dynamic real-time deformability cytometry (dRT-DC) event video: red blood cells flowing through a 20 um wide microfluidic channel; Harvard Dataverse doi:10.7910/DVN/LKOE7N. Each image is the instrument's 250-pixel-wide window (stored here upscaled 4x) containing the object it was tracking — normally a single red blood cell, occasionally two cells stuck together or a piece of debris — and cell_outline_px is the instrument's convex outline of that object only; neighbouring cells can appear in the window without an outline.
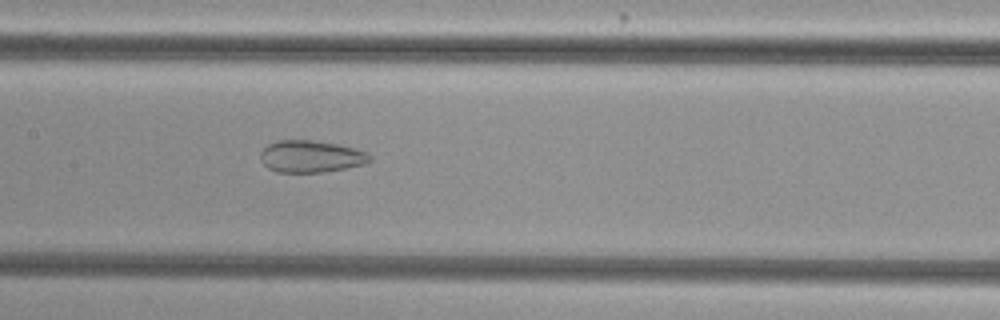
{"species": "common noctule bat (a hibernating species)", "species_latin": "Nyctalus noctula", "temperature_condition": "cold", "stored_images_in_passage": 43, "camera_frame_rate_fps": 3000, "um_per_image_px": 0.085, "animal": {"sex": "female", "body_mass_g": 29.2, "forearm_length_mm": 56.3}, "frame": {"image": 1, "passage_image": 16, "time_ms": 5.0, "image_size_px": [1000, 320], "cell_outline_px": [[372, 160], [364, 164], [324, 172], [276, 172], [268, 168], [260, 160], [260, 152], [268, 144], [280, 140], [312, 140], [336, 144], [368, 152], [372, 156]], "centroid_in_image_um": [26.42, 13.3], "position_along_channel_um": 181.0, "area_um2": 20.35}}
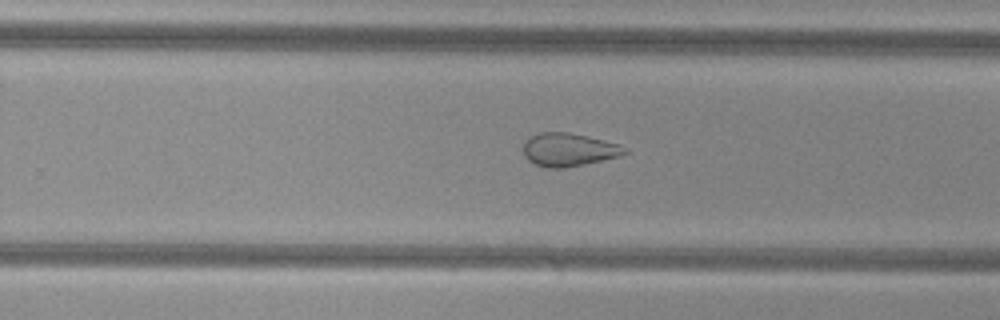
{"frame": {"image": 2, "passage_image": 24, "time_ms": 7.667, "image_size_px": [1000, 320], "cell_outline_px": [[628, 152], [620, 156], [584, 164], [564, 168], [548, 168], [536, 164], [528, 160], [524, 156], [524, 144], [532, 136], [540, 132], [568, 132], [588, 136], [620, 144], [628, 148]], "centroid_in_image_um": [48.38, 12.72], "position_along_channel_um": 281.4, "area_um2": 19.54}}
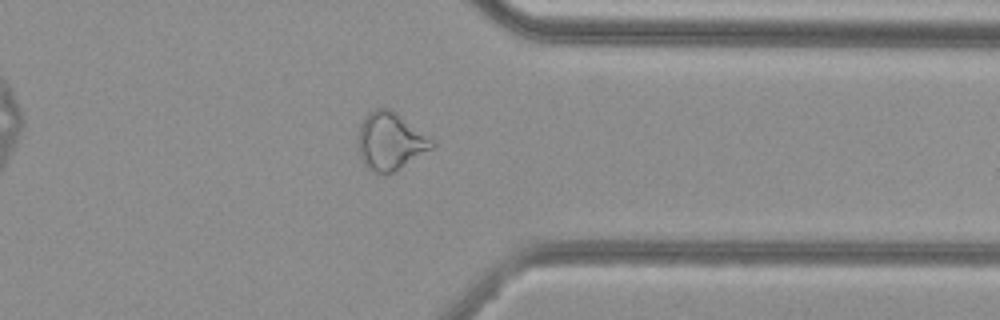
{"frame": {"image": 3, "passage_image": 32, "time_ms": 10.333, "image_size_px": [1000, 320], "cell_outline_px": [[436, 144], [432, 148], [392, 172], [384, 176], [372, 172], [364, 164], [356, 148], [360, 124], [364, 116], [368, 112], [376, 108], [388, 108], [396, 112], [436, 140]], "centroid_in_image_um": [33.15, 12.0], "position_along_channel_um": 378.2, "area_um2": 25.14}, "authors_computed_cell_mechanics": {"area_um2": 23.2934, "velocity_mm_per_s": 3.7813, "shape_relaxation_time_tau1_ms": null, "shape_relaxation_time_tau2_ms": 1.8123, "deformation_change_tau1": null, "deformation_change_tau2": 0.0934}}